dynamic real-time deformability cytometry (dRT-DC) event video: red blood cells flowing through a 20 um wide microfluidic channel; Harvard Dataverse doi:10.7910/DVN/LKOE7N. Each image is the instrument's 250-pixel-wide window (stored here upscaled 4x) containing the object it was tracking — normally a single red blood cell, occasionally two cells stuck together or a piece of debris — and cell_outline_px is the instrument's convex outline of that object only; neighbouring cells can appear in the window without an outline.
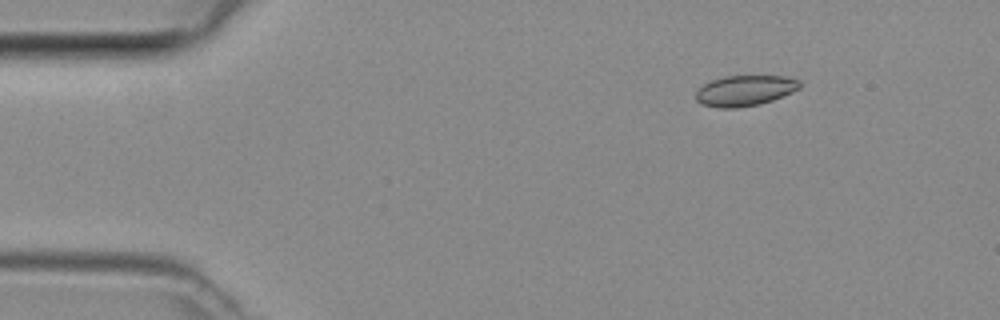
{"species": "common noctule bat (a hibernating species)", "species_latin": "Nyctalus noctula", "temperature_condition": "room temperature", "stored_images_in_passage": 3, "camera_frame_rate_fps": 3000, "um_per_image_px": 0.085, "animal": {"sex": "female", "body_mass_g": 29.2, "forearm_length_mm": 56.3}, "frame": {"image": 1, "passage_image": 1, "time_ms": 0.0, "image_size_px": [1000, 320], "cell_outline_px": [[800, 88], [792, 92], [772, 100], [756, 104], [736, 108], [720, 108], [704, 104], [696, 100], [696, 92], [704, 84], [712, 80], [724, 76], [784, 76], [800, 80]], "centroid_in_image_um": [63.32, 7.69], "position_along_channel_um": 21.7, "area_um2": 18.26}}
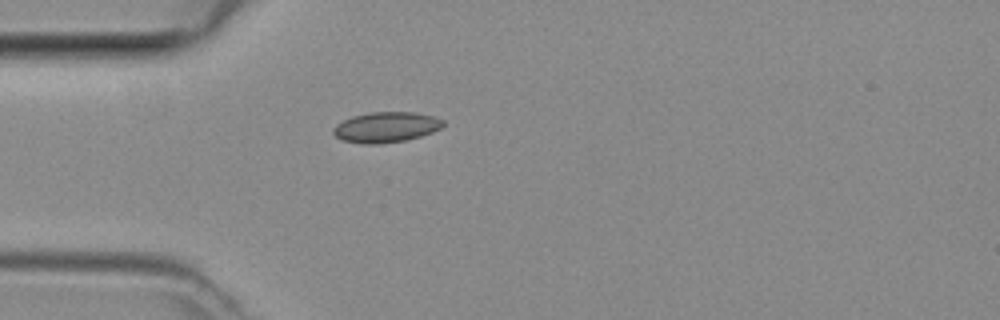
{"frame": {"image": 2, "passage_image": 3, "time_ms": 0.667, "image_size_px": [1000, 320], "cell_outline_px": [[444, 124], [440, 128], [432, 132], [420, 136], [404, 140], [380, 144], [360, 144], [340, 140], [332, 132], [332, 128], [336, 124], [352, 116], [368, 112], [416, 112], [432, 116], [444, 120]], "centroid_in_image_um": [32.77, 10.81], "position_along_channel_um": 52.2, "area_um2": 19.59}}